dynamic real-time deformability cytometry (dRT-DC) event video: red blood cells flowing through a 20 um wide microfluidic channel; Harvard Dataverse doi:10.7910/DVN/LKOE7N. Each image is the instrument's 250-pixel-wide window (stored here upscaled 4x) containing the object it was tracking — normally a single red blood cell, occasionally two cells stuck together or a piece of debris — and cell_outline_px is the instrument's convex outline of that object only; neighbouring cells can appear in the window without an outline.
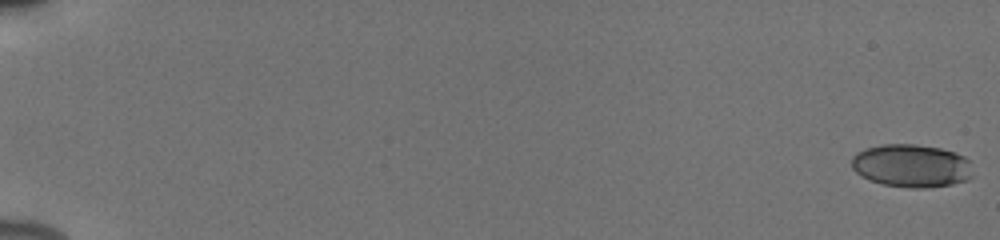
{"species": "human", "species_latin": "Homo sapiens", "temperature_condition": "cold", "stored_images_in_passage": 55, "camera_frame_rate_fps": 3000, "um_per_image_px": 0.085, "donor": {"sex": "male"}, "frame": {"image": 1, "passage_image": 1, "time_ms": 0.0, "image_size_px": [1000, 240], "cell_outline_px": [[972, 176], [968, 180], [952, 184], [928, 188], [908, 188], [884, 184], [860, 176], [852, 168], [852, 156], [856, 152], [864, 148], [880, 144], [916, 144], [940, 148], [956, 152], [964, 156], [968, 160]], "centroid_in_image_um": [77.46, 14.08], "position_along_channel_um": 7.5, "area_um2": 30.58}}
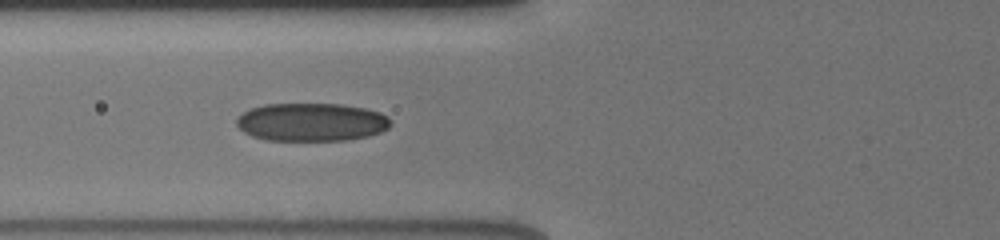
{"frame": {"image": 2, "passage_image": 24, "time_ms": 7.667, "image_size_px": [1000, 240], "cell_outline_px": [[392, 124], [388, 128], [380, 132], [368, 136], [348, 140], [264, 140], [252, 136], [244, 132], [236, 124], [236, 120], [244, 112], [252, 108], [264, 104], [340, 104], [364, 108], [380, 112], [388, 116], [392, 120]], "centroid_in_image_um": [26.51, 10.38], "position_along_channel_um": 99.3, "area_um2": 34.33}}
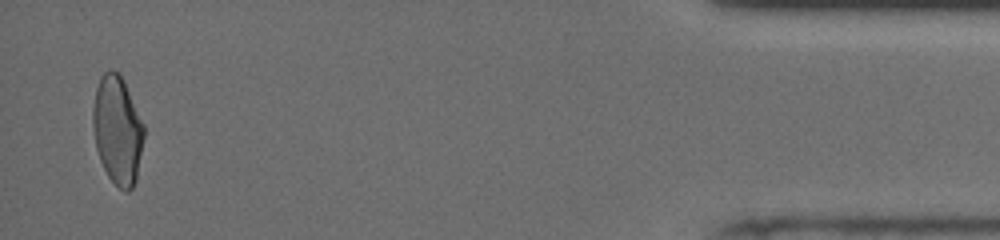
{"frame": {"image": 3, "passage_image": 54, "time_ms": 17.667, "image_size_px": [1000, 240], "cell_outline_px": [[144, 136], [136, 180], [132, 188], [128, 192], [120, 188], [108, 176], [100, 160], [96, 148], [92, 124], [92, 108], [96, 88], [100, 76], [104, 72], [120, 72], [124, 80], [144, 124]], "centroid_in_image_um": [9.98, 11.04], "position_along_channel_um": 425.2, "area_um2": 32.19}, "authors_computed_cell_mechanics": {"area_um2": 32.2524, "velocity_mm_per_s": 3.9342, "shape_relaxation_time_tau1_ms": 4.4513, "shape_relaxation_time_tau2_ms": 1.6312, "deformation_change_tau1": 0.1387, "deformation_change_tau2": 0.0707}}